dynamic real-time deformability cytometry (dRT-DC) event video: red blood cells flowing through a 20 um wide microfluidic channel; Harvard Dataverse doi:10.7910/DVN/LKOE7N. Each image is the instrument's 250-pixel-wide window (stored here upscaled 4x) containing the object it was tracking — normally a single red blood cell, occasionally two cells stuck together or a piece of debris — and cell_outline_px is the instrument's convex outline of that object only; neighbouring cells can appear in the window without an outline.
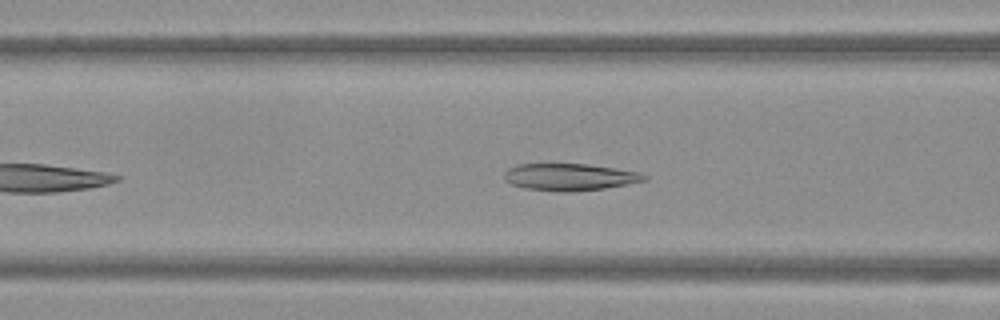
{"species": "Egyptian fruit bat (a non-hibernating species)", "species_latin": "Rousettus aegyptiacus", "temperature_condition": "warm", "stored_images_in_passage": 32, "camera_frame_rate_fps": 3000, "um_per_image_px": 0.085, "frame": {"image": 1, "passage_image": 9, "time_ms": 2.667, "image_size_px": [1000, 320], "cell_outline_px": [[648, 180], [628, 184], [604, 188], [572, 192], [560, 192], [524, 188], [512, 184], [504, 180], [504, 172], [508, 168], [516, 164], [588, 164], [616, 168], [640, 172], [648, 176]], "centroid_in_image_um": [48.43, 15.04], "position_along_channel_um": 118.2, "area_um2": 22.25}}
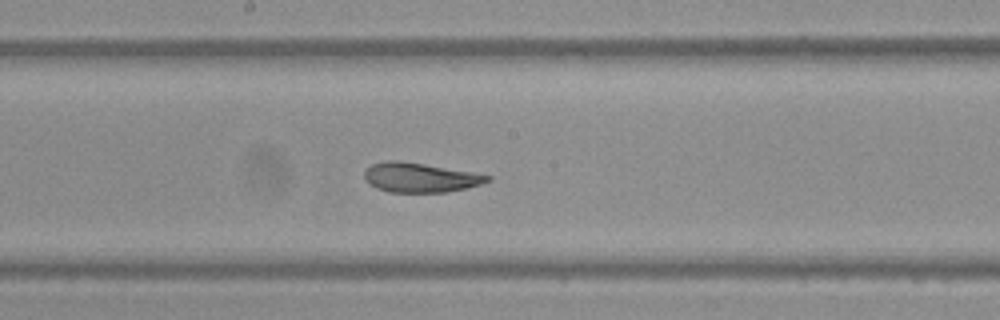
{"frame": {"image": 2, "passage_image": 16, "time_ms": 5.0, "image_size_px": [1000, 320], "cell_outline_px": [[492, 180], [468, 188], [448, 192], [388, 192], [376, 188], [368, 184], [364, 180], [364, 172], [372, 164], [388, 160], [396, 160], [424, 164], [472, 172], [492, 176]], "centroid_in_image_um": [35.7, 15.1], "position_along_channel_um": 212.5, "area_um2": 21.21}}
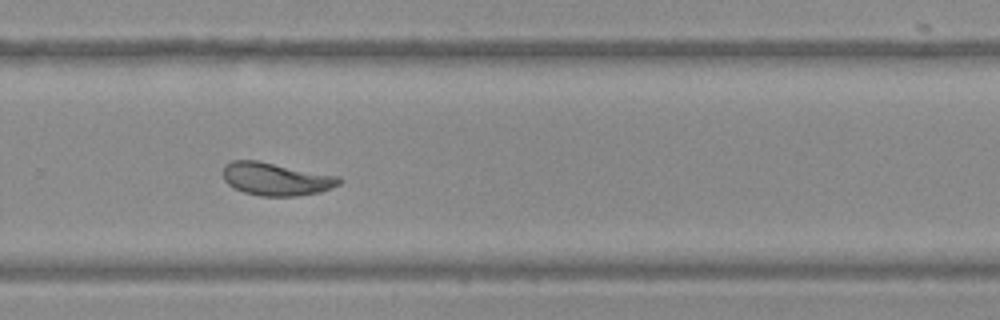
{"frame": {"image": 3, "passage_image": 23, "time_ms": 7.333, "image_size_px": [1000, 320], "cell_outline_px": [[340, 184], [332, 188], [320, 192], [296, 196], [260, 196], [244, 192], [228, 184], [224, 180], [220, 172], [224, 164], [232, 160], [256, 160], [340, 176]], "centroid_in_image_um": [23.42, 15.21], "position_along_channel_um": 306.4, "area_um2": 22.43}}